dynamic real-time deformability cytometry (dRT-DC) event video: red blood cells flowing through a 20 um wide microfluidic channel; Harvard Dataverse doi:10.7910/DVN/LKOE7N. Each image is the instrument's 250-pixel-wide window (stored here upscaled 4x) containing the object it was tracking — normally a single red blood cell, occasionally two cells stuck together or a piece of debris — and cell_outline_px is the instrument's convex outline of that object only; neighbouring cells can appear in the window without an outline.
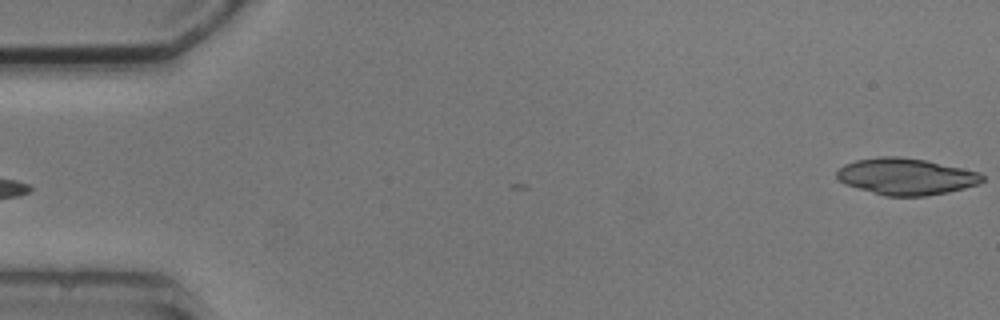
{"species": "common noctule bat (a hibernating species)", "species_latin": "Nyctalus noctula", "temperature_condition": "cold", "stored_images_in_passage": 5, "camera_frame_rate_fps": 3000, "um_per_image_px": 0.085, "animal": {"sex": "male", "body_mass_g": 20.5, "forearm_length_mm": 52.5}, "frame": {"image": 1, "passage_image": 5, "time_ms": 4.667, "image_size_px": [1000, 320], "cell_outline_px": [[984, 180], [980, 184], [948, 192], [924, 196], [884, 196], [844, 184], [836, 176], [836, 172], [844, 164], [856, 160], [880, 156], [900, 156], [924, 160], [980, 172], [984, 176]], "centroid_in_image_um": [77.01, 15.0], "position_along_channel_um": 8.0, "area_um2": 31.04}}